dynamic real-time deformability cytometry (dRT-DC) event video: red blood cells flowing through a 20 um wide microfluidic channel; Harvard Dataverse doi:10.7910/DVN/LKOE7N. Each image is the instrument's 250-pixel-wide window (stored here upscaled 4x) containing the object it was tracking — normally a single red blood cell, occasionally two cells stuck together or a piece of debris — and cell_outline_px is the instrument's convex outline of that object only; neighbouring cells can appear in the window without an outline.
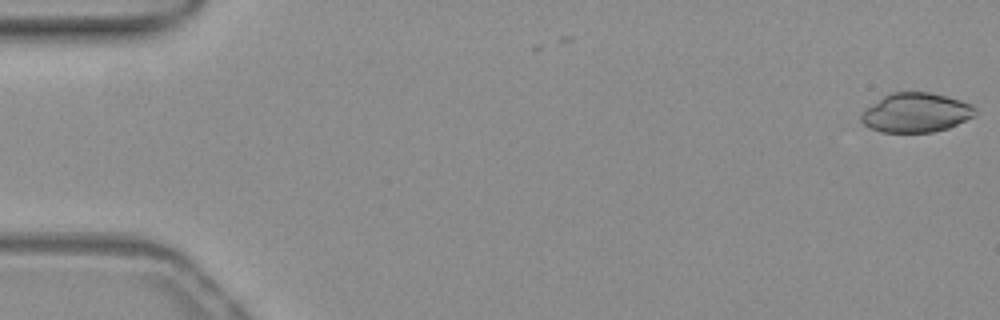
{"species": "common noctule bat (a hibernating species)", "species_latin": "Nyctalus noctula", "temperature_condition": "warm", "stored_images_in_passage": 3, "camera_frame_rate_fps": 3000, "um_per_image_px": 0.085, "animal": {"sex": "female", "body_mass_g": 19.3, "forearm_length_mm": 54.1}, "frame": {"image": 1, "passage_image": 3, "time_ms": 0.667, "image_size_px": [1000, 320], "cell_outline_px": [[976, 112], [972, 116], [948, 128], [932, 132], [880, 132], [868, 128], [860, 120], [860, 116], [868, 108], [884, 96], [892, 92], [928, 92], [960, 100], [972, 104], [976, 108]], "centroid_in_image_um": [77.85, 9.58], "position_along_channel_um": 7.2, "area_um2": 25.78}}